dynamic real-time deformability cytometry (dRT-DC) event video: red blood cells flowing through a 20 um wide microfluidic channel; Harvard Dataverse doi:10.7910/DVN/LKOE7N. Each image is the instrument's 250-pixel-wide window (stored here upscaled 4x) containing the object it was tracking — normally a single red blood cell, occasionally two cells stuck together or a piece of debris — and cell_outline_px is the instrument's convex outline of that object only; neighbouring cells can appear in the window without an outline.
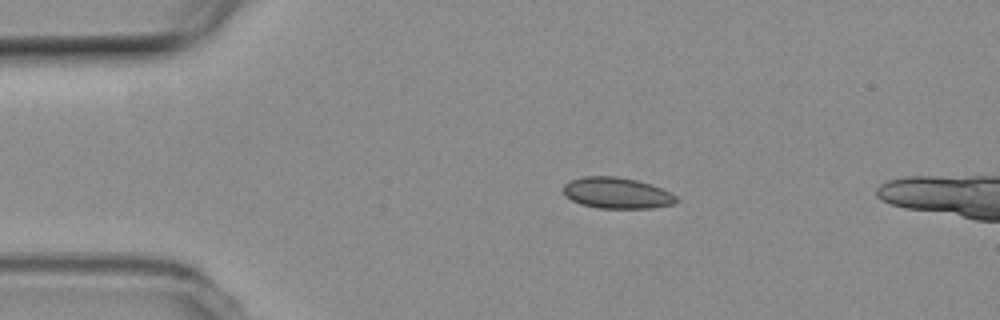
{"species": "common noctule bat (a hibernating species)", "species_latin": "Nyctalus noctula", "temperature_condition": "room temperature", "stored_images_in_passage": 4, "camera_frame_rate_fps": 3000, "um_per_image_px": 0.085, "animal": {"sex": "female", "body_mass_g": 19.3, "forearm_length_mm": 54.1}, "frame": {"image": 1, "passage_image": 2, "time_ms": 1.333, "image_size_px": [1000, 320], "cell_outline_px": [[680, 200], [676, 204], [652, 208], [596, 208], [580, 204], [572, 200], [564, 192], [564, 184], [572, 180], [584, 176], [616, 176], [636, 180], [652, 184], [676, 196]], "centroid_in_image_um": [52.47, 16.41], "position_along_channel_um": 32.5, "area_um2": 20.46}}